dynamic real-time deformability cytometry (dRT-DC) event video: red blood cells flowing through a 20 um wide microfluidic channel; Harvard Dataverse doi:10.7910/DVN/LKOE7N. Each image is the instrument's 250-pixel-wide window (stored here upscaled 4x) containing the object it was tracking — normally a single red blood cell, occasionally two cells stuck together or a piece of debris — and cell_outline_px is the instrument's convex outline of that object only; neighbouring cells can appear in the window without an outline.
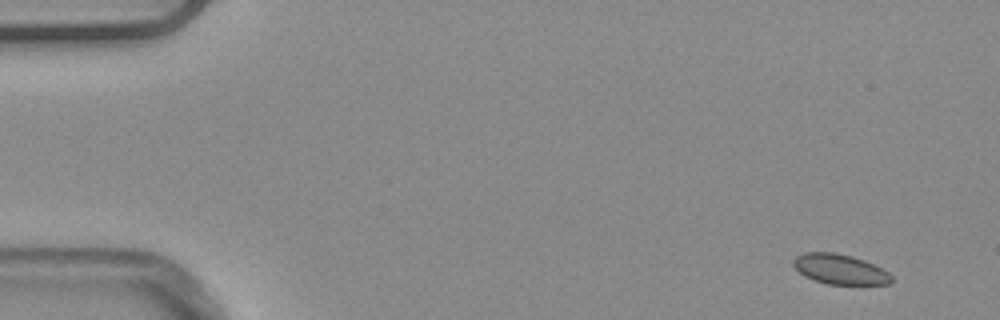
{"species": "common noctule bat (a hibernating species)", "species_latin": "Nyctalus noctula", "temperature_condition": "warm", "stored_images_in_passage": 50, "camera_frame_rate_fps": 3000, "um_per_image_px": 0.085, "animal": {"sex": "male", "body_mass_g": 20.4}, "frame": {"image": 1, "passage_image": 1, "time_ms": 0.0, "image_size_px": [1000, 320], "cell_outline_px": [[892, 284], [828, 284], [804, 276], [792, 264], [792, 260], [796, 256], [804, 252], [836, 252], [852, 256], [864, 260], [888, 272], [892, 276]], "centroid_in_image_um": [71.38, 22.87], "position_along_channel_um": 13.6, "area_um2": 17.11}}
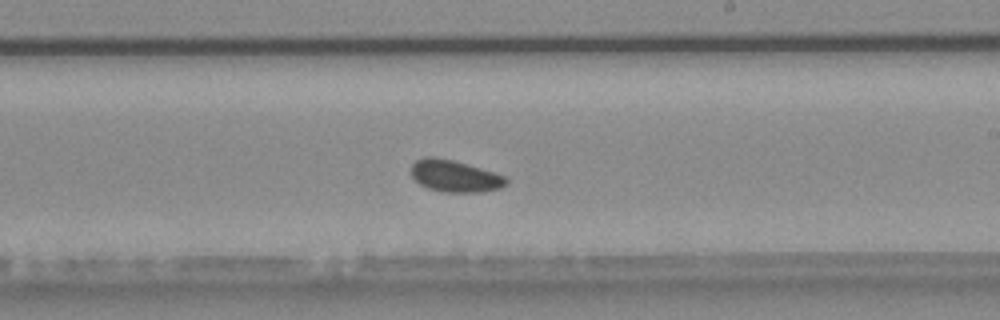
{"frame": {"image": 2, "passage_image": 29, "time_ms": 9.333, "image_size_px": [1000, 320], "cell_outline_px": [[508, 184], [500, 188], [480, 192], [444, 192], [428, 188], [420, 184], [412, 176], [412, 164], [416, 160], [424, 156], [436, 156], [452, 160], [480, 168], [504, 176], [508, 180]], "centroid_in_image_um": [38.64, 14.96], "position_along_channel_um": 250.4, "area_um2": 17.51}}
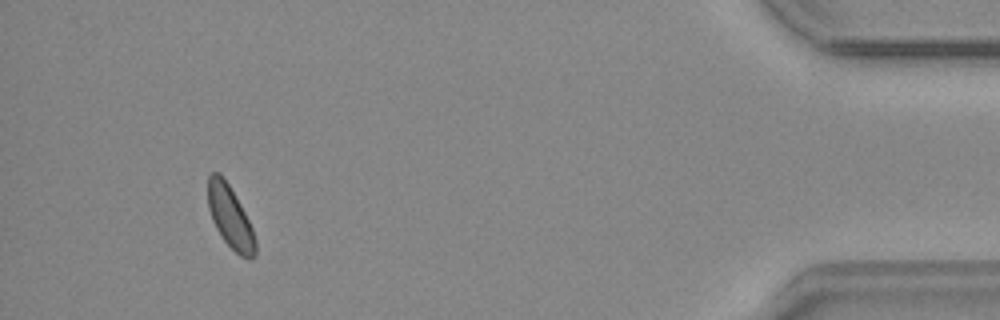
{"frame": {"image": 3, "passage_image": 47, "time_ms": 15.333, "image_size_px": [1000, 320], "cell_outline_px": [[256, 256], [248, 260], [240, 256], [224, 240], [216, 228], [212, 220], [208, 208], [208, 176], [212, 172], [220, 172], [228, 184], [240, 204], [252, 228], [256, 240]], "centroid_in_image_um": [19.56, 18.46], "position_along_channel_um": 415.6, "area_um2": 17.11}, "authors_computed_cell_mechanics": {"area_um2": 17.3978, "velocity_mm_per_s": 3.8557, "shape_relaxation_time_tau1_ms": null, "shape_relaxation_time_tau2_ms": 8.8371, "deformation_change_tau1": null, "deformation_change_tau2": 0.1259}}